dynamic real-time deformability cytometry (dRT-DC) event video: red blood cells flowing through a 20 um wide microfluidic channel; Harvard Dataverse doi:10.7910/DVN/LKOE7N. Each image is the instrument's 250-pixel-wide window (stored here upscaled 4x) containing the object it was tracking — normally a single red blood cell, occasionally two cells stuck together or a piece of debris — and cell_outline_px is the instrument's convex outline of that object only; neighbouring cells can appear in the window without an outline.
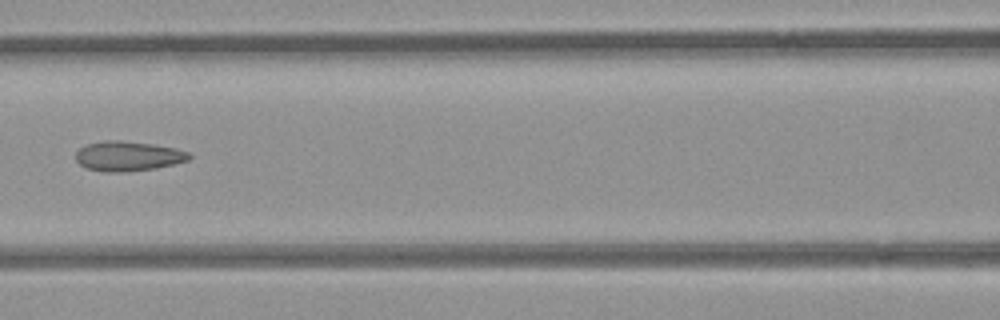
{"species": "common noctule bat (a hibernating species)", "species_latin": "Nyctalus noctula", "temperature_condition": "room temperature", "stored_images_in_passage": 8, "camera_frame_rate_fps": 3000, "um_per_image_px": 0.085, "animal": {"sex": "female", "body_mass_g": 21.9}, "frame": {"image": 1, "passage_image": 6, "time_ms": 6.667, "image_size_px": [1000, 320], "cell_outline_px": [[192, 156], [188, 160], [156, 168], [124, 172], [104, 172], [88, 168], [80, 164], [76, 160], [76, 152], [84, 144], [104, 140], [120, 140], [152, 144], [176, 148], [188, 152]], "centroid_in_image_um": [10.86, 13.26], "position_along_channel_um": 155.7, "area_um2": 19.71}}
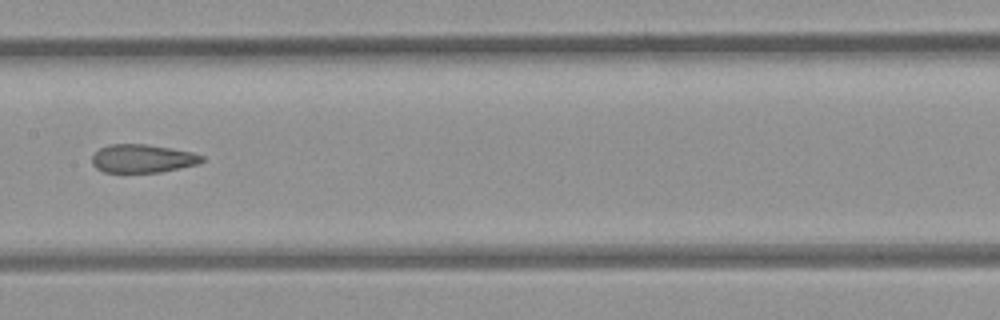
{"frame": {"image": 2, "passage_image": 7, "time_ms": 7.667, "image_size_px": [1000, 320], "cell_outline_px": [[204, 160], [196, 164], [180, 168], [160, 172], [104, 172], [96, 168], [92, 164], [92, 156], [100, 148], [108, 144], [144, 144], [192, 152], [204, 156]], "centroid_in_image_um": [12.09, 13.48], "position_along_channel_um": 195.3, "area_um2": 17.98}}
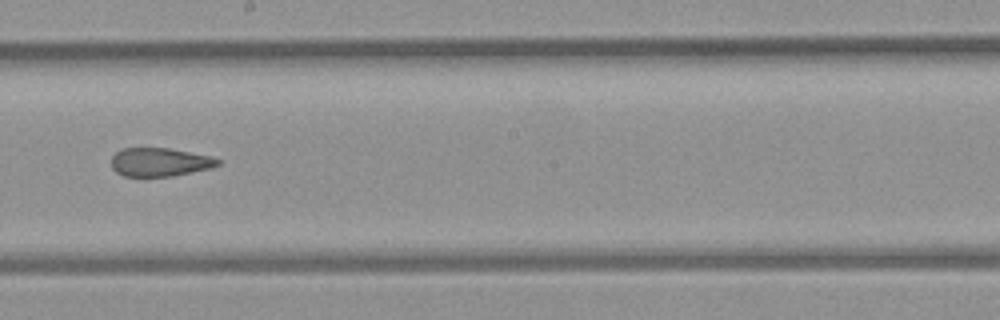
{"frame": {"image": 3, "passage_image": 8, "time_ms": 8.667, "image_size_px": [1000, 320], "cell_outline_px": [[220, 164], [208, 168], [192, 172], [172, 176], [124, 176], [116, 172], [112, 168], [112, 156], [116, 152], [124, 148], [168, 148], [212, 156], [220, 160]], "centroid_in_image_um": [13.57, 13.77], "position_along_channel_um": 234.6, "area_um2": 17.57}}